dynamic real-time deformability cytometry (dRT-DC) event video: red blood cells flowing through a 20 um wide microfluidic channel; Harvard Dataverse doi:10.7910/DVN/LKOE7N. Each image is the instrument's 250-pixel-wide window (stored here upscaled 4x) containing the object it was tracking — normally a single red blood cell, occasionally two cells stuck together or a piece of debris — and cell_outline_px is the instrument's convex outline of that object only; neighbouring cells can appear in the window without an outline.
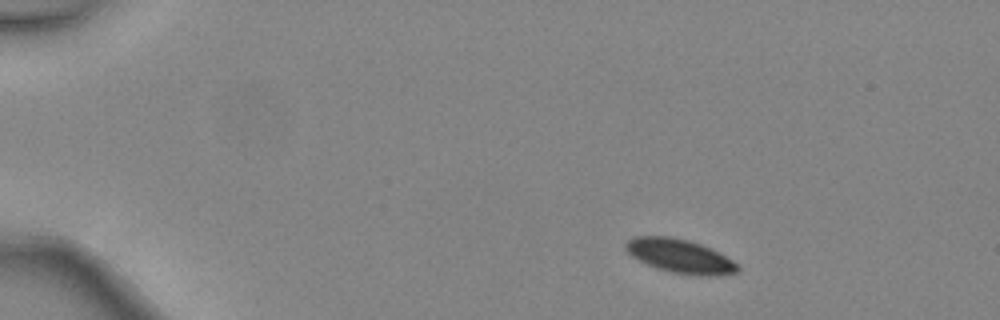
{"species": "common noctule bat (a hibernating species)", "species_latin": "Nyctalus noctula", "temperature_condition": "warm", "stored_images_in_passage": 3, "segment_of_instrument_passage": [1, 2], "camera_frame_rate_fps": 3000, "um_per_image_px": 0.085, "animal": {"sex": "female", "body_mass_g": 24.6, "forearm_length_mm": 56.2}, "frame": {"image": 1, "passage_image": 1, "time_ms": 0.0, "image_size_px": [1000, 320], "cell_outline_px": [[740, 268], [736, 272], [716, 276], [696, 276], [668, 272], [656, 268], [632, 256], [624, 248], [624, 244], [628, 240], [636, 236], [668, 236], [688, 240], [700, 244], [732, 260]], "centroid_in_image_um": [57.76, 21.78], "position_along_channel_um": 27.2, "area_um2": 21.91}}